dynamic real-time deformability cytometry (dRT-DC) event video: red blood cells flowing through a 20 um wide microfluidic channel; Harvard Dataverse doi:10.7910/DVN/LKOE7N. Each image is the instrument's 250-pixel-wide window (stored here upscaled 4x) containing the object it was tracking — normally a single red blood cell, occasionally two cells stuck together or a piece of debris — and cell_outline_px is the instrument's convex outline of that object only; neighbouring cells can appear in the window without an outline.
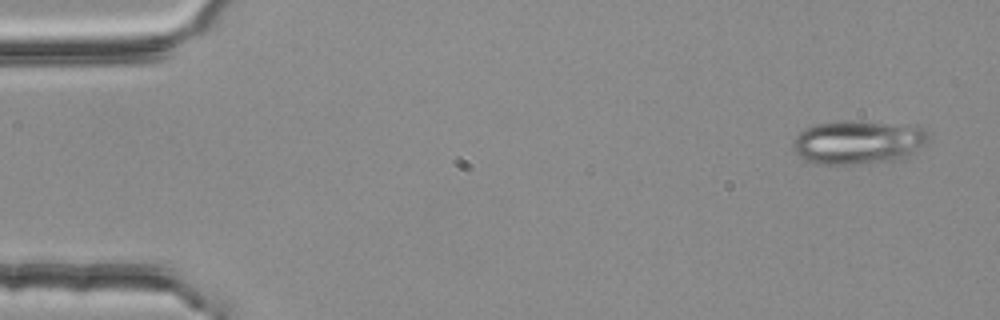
{"species": "common noctule bat (a hibernating species)", "species_latin": "Nyctalus noctula", "temperature_condition": "room temperature", "stored_images_in_passage": 5, "segment_of_instrument_passage": [1, 2], "camera_frame_rate_fps": 3000, "um_per_image_px": 0.085, "animal": {"sex": "female", "body_mass_g": 25.1}, "frame": {"image": 1, "passage_image": 1, "time_ms": 0.0, "image_size_px": [1000, 320], "cell_outline_px": [[928, 136], [924, 144], [900, 160], [852, 164], [816, 164], [804, 160], [792, 148], [796, 136], [804, 128], [816, 124], [848, 120], [916, 124], [924, 128], [928, 132]], "centroid_in_image_um": [72.95, 12.07], "position_along_channel_um": 12.0, "area_um2": 34.8}}